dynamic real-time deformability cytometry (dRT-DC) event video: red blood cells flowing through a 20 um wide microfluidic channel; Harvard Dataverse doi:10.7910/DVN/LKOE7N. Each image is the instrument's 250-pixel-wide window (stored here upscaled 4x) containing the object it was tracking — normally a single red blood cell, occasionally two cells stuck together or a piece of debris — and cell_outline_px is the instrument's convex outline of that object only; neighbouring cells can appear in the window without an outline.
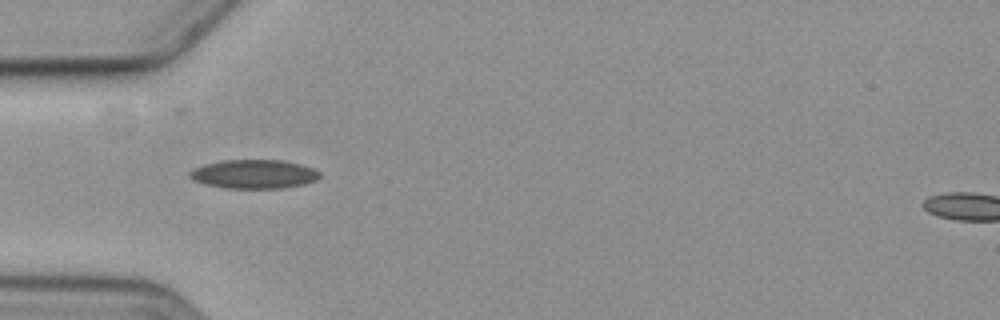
{"species": "common noctule bat (a hibernating species)", "species_latin": "Nyctalus noctula", "temperature_condition": "cold", "stored_images_in_passage": 11, "camera_frame_rate_fps": 3000, "um_per_image_px": 0.085, "animal": {"sex": "female", "body_mass_g": 19.3, "forearm_length_mm": 54.1}, "frame": {"image": 1, "passage_image": 1, "time_ms": 0.0, "image_size_px": [1000, 320], "cell_outline_px": [[320, 176], [316, 180], [304, 184], [284, 188], [224, 188], [204, 184], [192, 180], [188, 176], [188, 172], [204, 164], [224, 160], [284, 160], [300, 164], [312, 168], [320, 172]], "centroid_in_image_um": [21.57, 14.8], "position_along_channel_um": 63.4, "area_um2": 21.96}}
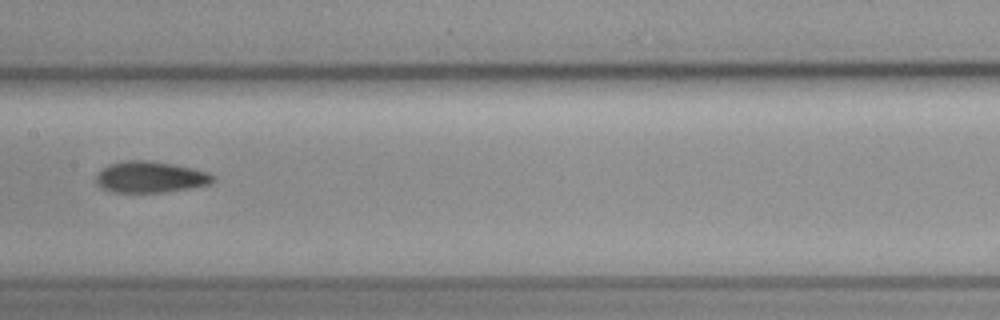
{"frame": {"image": 2, "passage_image": 4, "time_ms": 3.667, "image_size_px": [1000, 320], "cell_outline_px": [[216, 180], [208, 184], [188, 188], [164, 192], [112, 192], [100, 188], [96, 184], [96, 176], [108, 164], [124, 160], [152, 160], [192, 168], [208, 172]], "centroid_in_image_um": [12.74, 15.04], "position_along_channel_um": 194.7, "area_um2": 21.27}}
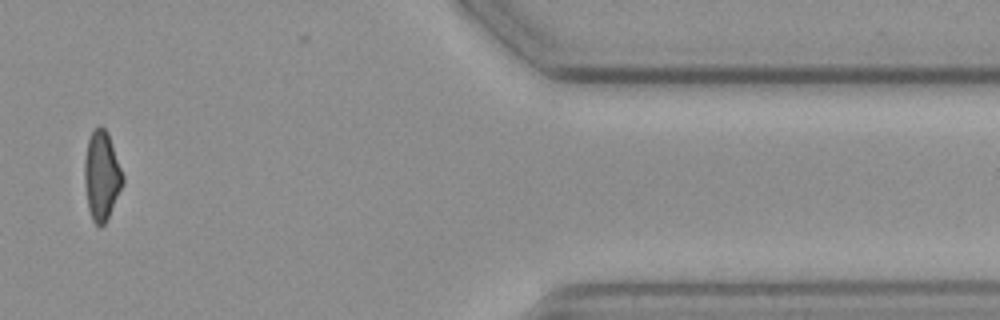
{"frame": {"image": 3, "passage_image": 10, "time_ms": 10.667, "image_size_px": [1000, 320], "cell_outline_px": [[124, 184], [104, 224], [100, 228], [92, 220], [88, 208], [84, 180], [84, 160], [88, 140], [92, 132], [100, 124], [108, 132], [124, 176]], "centroid_in_image_um": [8.64, 14.92], "position_along_channel_um": 402.8, "area_um2": 19.88}, "authors_computed_cell_mechanics": {"area_um2": 20.7502, "velocity_mm_per_s": 3.6123, "shape_relaxation_time_tau1_ms": 3.1283, "shape_relaxation_time_tau2_ms": null, "deformation_change_tau1": 0.0829, "deformation_change_tau2": null}}